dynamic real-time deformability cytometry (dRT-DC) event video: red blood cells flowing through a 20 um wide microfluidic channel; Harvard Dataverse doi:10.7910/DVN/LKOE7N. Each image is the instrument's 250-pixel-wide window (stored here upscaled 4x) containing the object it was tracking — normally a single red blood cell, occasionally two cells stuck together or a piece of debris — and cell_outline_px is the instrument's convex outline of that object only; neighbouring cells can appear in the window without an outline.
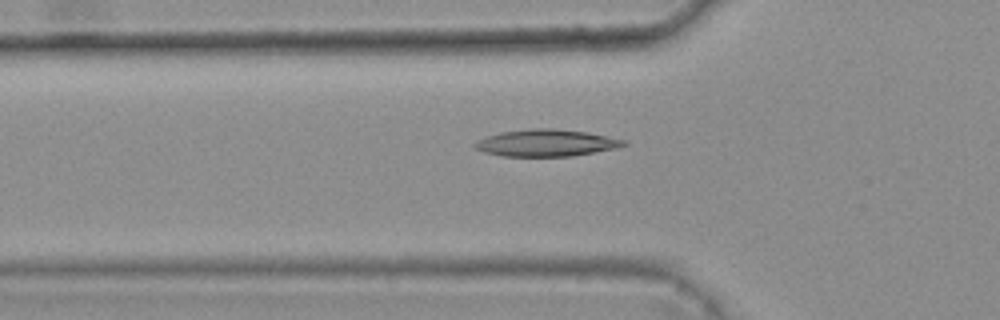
{"species": "common noctule bat (a hibernating species)", "species_latin": "Nyctalus noctula", "temperature_condition": "warm", "stored_images_in_passage": 47, "camera_frame_rate_fps": 3000, "um_per_image_px": 0.085, "animal": {"sex": "female", "body_mass_g": 25.1}, "frame": {"image": 1, "passage_image": 17, "time_ms": 5.333, "image_size_px": [1000, 320], "cell_outline_px": [[628, 144], [616, 148], [572, 156], [504, 156], [484, 152], [476, 148], [472, 144], [484, 136], [500, 132], [532, 128], [556, 128], [588, 132], [624, 140]], "centroid_in_image_um": [46.4, 12.14], "position_along_channel_um": 79.4, "area_um2": 23.35}}
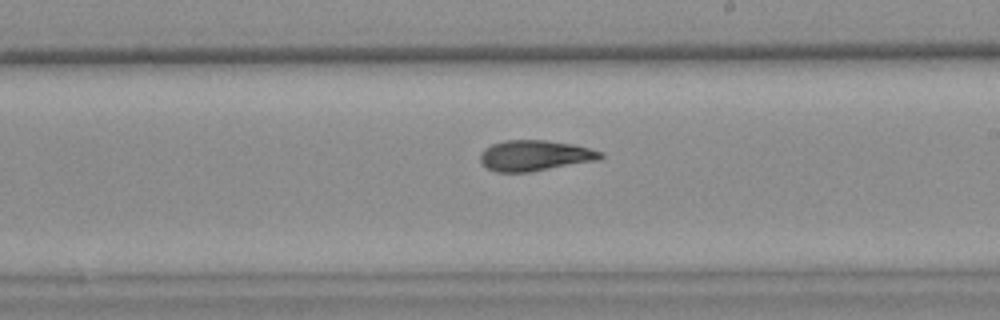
{"frame": {"image": 2, "passage_image": 30, "time_ms": 9.667, "image_size_px": [1000, 320], "cell_outline_px": [[604, 156], [600, 160], [528, 172], [496, 172], [488, 168], [480, 160], [480, 152], [484, 148], [492, 144], [504, 140], [548, 140], [572, 144], [604, 152]], "centroid_in_image_um": [45.48, 13.22], "position_along_channel_um": 243.5, "area_um2": 21.56}}
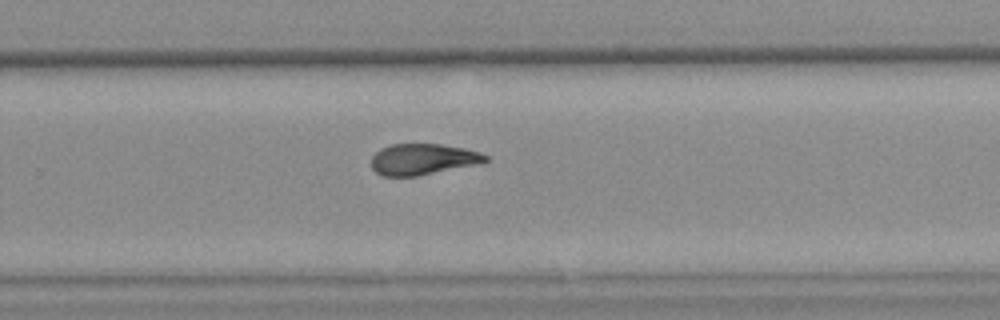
{"frame": {"image": 3, "passage_image": 34, "time_ms": 11.0, "image_size_px": [1000, 320], "cell_outline_px": [[488, 160], [472, 164], [416, 176], [384, 176], [376, 172], [372, 168], [372, 156], [380, 148], [392, 144], [440, 144], [464, 148], [480, 152], [488, 156]], "centroid_in_image_um": [35.88, 13.52], "position_along_channel_um": 293.9, "area_um2": 20.23}, "authors_computed_cell_mechanics": {"area_um2": 21.7906, "velocity_mm_per_s": 3.7869, "shape_relaxation_time_tau1_ms": null, "shape_relaxation_time_tau2_ms": 3.9482, "deformation_change_tau1": null, "deformation_change_tau2": 0.1123}}